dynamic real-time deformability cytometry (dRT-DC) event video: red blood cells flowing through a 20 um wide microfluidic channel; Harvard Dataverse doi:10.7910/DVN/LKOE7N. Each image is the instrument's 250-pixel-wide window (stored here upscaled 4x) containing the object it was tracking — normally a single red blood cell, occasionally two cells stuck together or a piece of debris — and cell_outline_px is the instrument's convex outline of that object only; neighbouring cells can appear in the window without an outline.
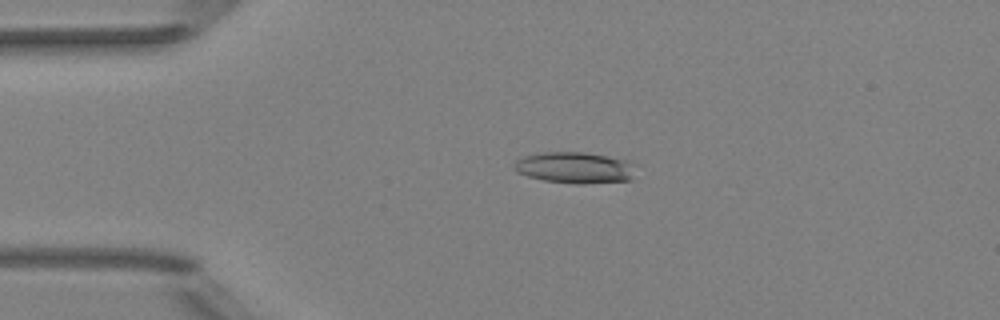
{"species": "Egyptian fruit bat (a non-hibernating species)", "species_latin": "Rousettus aegyptiacus", "temperature_condition": "room temperature", "stored_images_in_passage": 27, "camera_frame_rate_fps": 3000, "um_per_image_px": 0.085, "animal": {"sex": "female"}, "frame": {"image": 1, "passage_image": 7, "time_ms": 2.0, "image_size_px": [1000, 320], "cell_outline_px": [[640, 164], [632, 180], [584, 184], [576, 184], [544, 180], [528, 176], [516, 172], [512, 168], [512, 164], [520, 156], [544, 152], [584, 152], [628, 160]], "centroid_in_image_um": [48.91, 14.25], "position_along_channel_um": 36.1, "area_um2": 22.83}}
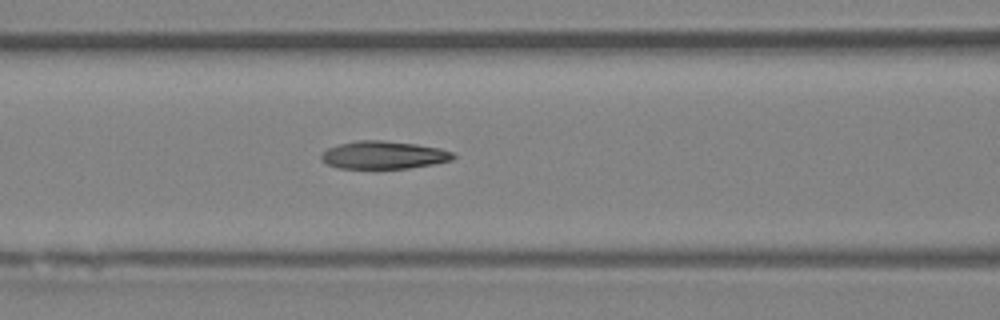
{"frame": {"image": 2, "passage_image": 17, "time_ms": 5.333, "image_size_px": [1000, 320], "cell_outline_px": [[456, 156], [452, 160], [432, 164], [408, 168], [340, 168], [328, 164], [320, 160], [320, 156], [328, 148], [340, 144], [360, 140], [384, 140], [416, 144], [440, 148], [452, 152]], "centroid_in_image_um": [32.62, 13.17], "position_along_channel_um": 134.0, "area_um2": 21.21}}
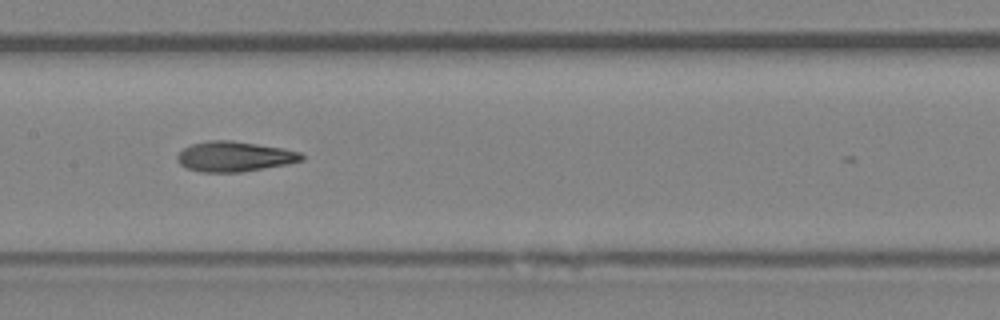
{"frame": {"image": 3, "passage_image": 21, "time_ms": 6.667, "image_size_px": [1000, 320], "cell_outline_px": [[304, 160], [288, 164], [240, 172], [200, 172], [188, 168], [180, 164], [176, 160], [176, 156], [184, 148], [192, 144], [208, 140], [232, 140], [284, 148], [300, 152], [304, 156]], "centroid_in_image_um": [19.94, 13.3], "position_along_channel_um": 187.5, "area_um2": 21.91}}